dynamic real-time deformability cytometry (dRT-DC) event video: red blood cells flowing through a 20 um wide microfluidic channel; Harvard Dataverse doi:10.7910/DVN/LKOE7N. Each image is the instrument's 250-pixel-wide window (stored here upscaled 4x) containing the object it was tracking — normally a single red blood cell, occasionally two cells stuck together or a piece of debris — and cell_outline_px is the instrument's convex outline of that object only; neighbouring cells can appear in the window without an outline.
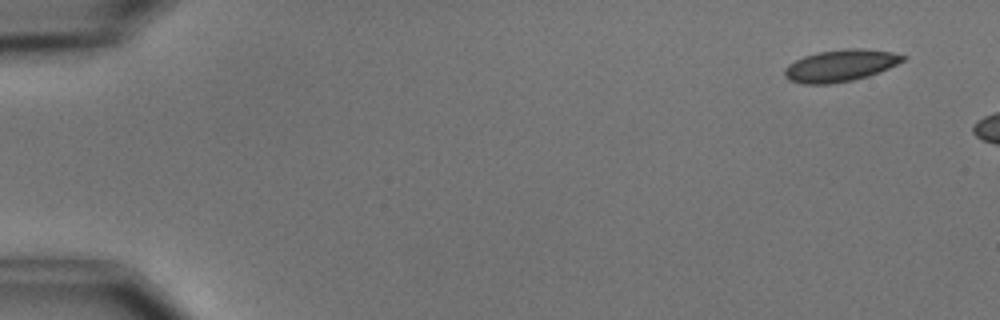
{"species": "common noctule bat (a hibernating species)", "species_latin": "Nyctalus noctula", "temperature_condition": "cold", "stored_images_in_passage": 4, "camera_frame_rate_fps": 3000, "um_per_image_px": 0.085, "animal": {"sex": "male", "body_mass_g": 15.6}, "frame": {"image": 1, "passage_image": 1, "time_ms": 0.0, "image_size_px": [1000, 320], "cell_outline_px": [[908, 56], [904, 60], [880, 72], [868, 76], [852, 80], [832, 84], [804, 84], [788, 80], [784, 76], [784, 68], [788, 64], [804, 56], [820, 52], [844, 48], [864, 48], [892, 52]], "centroid_in_image_um": [71.43, 5.57], "position_along_channel_um": 13.6, "area_um2": 22.08}}